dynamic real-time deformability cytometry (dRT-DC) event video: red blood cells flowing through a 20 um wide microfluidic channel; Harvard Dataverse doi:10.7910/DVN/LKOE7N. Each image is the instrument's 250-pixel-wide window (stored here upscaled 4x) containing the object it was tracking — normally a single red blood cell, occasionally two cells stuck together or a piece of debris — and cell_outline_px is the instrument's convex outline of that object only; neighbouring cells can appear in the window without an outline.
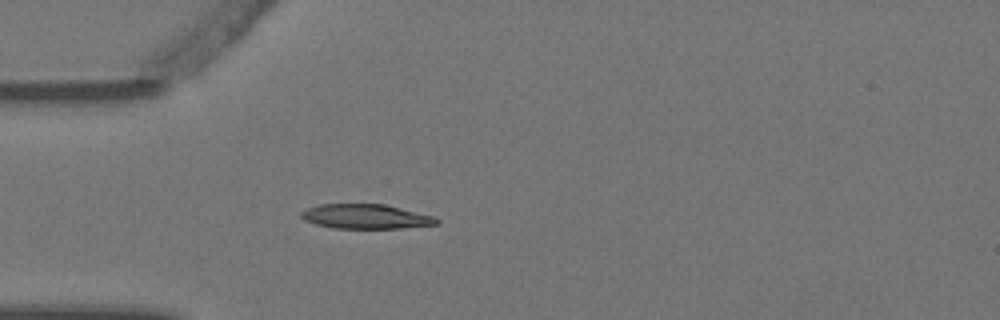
{"species": "Egyptian fruit bat (a non-hibernating species)", "species_latin": "Rousettus aegyptiacus", "temperature_condition": "warm", "stored_images_in_passage": 4, "camera_frame_rate_fps": 3000, "um_per_image_px": 0.085, "animal": {"sex": "female"}, "frame": {"image": 1, "passage_image": 4, "time_ms": 1.0, "image_size_px": [1000, 320], "cell_outline_px": [[440, 224], [400, 228], [332, 228], [316, 224], [304, 220], [300, 216], [300, 212], [308, 208], [320, 204], [384, 204], [432, 216], [440, 220]], "centroid_in_image_um": [31.07, 18.41], "position_along_channel_um": 53.9, "area_um2": 19.25}}